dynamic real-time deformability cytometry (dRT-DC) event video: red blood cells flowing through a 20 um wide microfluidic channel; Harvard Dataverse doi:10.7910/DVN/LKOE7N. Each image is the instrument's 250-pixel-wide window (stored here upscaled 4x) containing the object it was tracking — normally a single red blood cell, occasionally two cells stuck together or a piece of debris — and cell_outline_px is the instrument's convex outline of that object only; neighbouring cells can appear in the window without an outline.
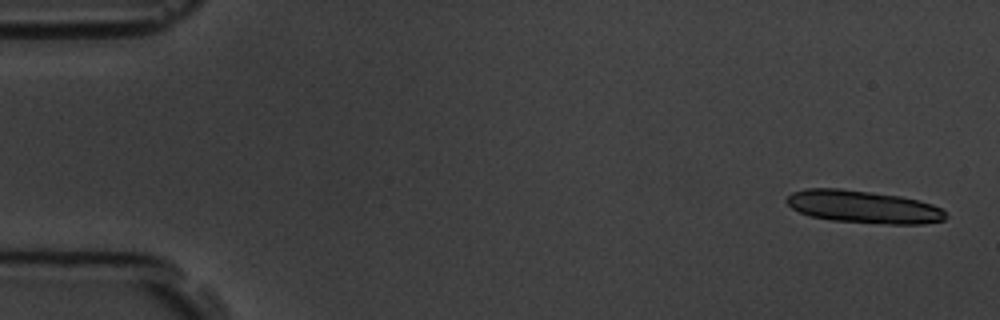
{"species": "common noctule bat (a hibernating species)", "species_latin": "Nyctalus noctula", "temperature_condition": "room temperature", "stored_images_in_passage": 5, "camera_frame_rate_fps": 3000, "um_per_image_px": 0.085, "animal": {"sex": "male", "body_mass_g": 19.5, "forearm_length_mm": 54.6}, "frame": {"image": 1, "passage_image": 1, "time_ms": 0.0, "image_size_px": [1000, 320], "cell_outline_px": [[948, 216], [944, 220], [924, 224], [888, 224], [832, 220], [812, 216], [800, 212], [792, 208], [784, 200], [792, 192], [804, 188], [840, 188], [900, 196], [920, 200], [932, 204], [940, 208]], "centroid_in_image_um": [73.39, 17.57], "position_along_channel_um": 11.6, "area_um2": 30.23}}